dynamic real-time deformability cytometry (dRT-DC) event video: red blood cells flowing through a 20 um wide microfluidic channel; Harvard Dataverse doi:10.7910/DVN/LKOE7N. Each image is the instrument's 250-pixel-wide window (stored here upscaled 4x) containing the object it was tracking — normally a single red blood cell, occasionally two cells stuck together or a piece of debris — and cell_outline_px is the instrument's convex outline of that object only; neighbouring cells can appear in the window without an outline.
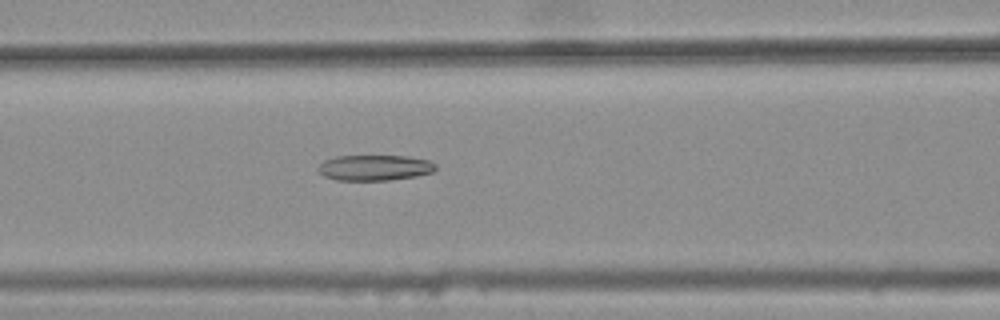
{"species": "common noctule bat (a hibernating species)", "species_latin": "Nyctalus noctula", "temperature_condition": "warm", "stored_images_in_passage": 33, "camera_frame_rate_fps": 3000, "um_per_image_px": 0.085, "animal": {"sex": "female", "body_mass_g": 25.1}, "frame": {"image": 1, "passage_image": 9, "time_ms": 2.667, "image_size_px": [1000, 320], "cell_outline_px": [[436, 168], [432, 172], [416, 176], [388, 180], [336, 180], [324, 176], [316, 168], [324, 160], [336, 156], [408, 156], [428, 160], [436, 164]], "centroid_in_image_um": [31.83, 14.25], "position_along_channel_um": 134.8, "area_um2": 17.51}}
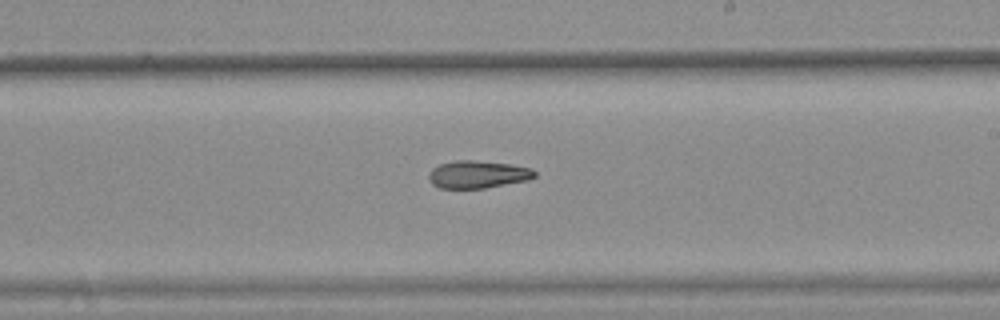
{"frame": {"image": 2, "passage_image": 18, "time_ms": 5.667, "image_size_px": [1000, 320], "cell_outline_px": [[536, 176], [528, 180], [484, 188], [440, 188], [432, 184], [428, 180], [428, 172], [432, 168], [440, 164], [456, 160], [472, 160], [512, 164], [532, 168], [536, 172]], "centroid_in_image_um": [40.6, 14.82], "position_along_channel_um": 248.4, "area_um2": 17.11}}
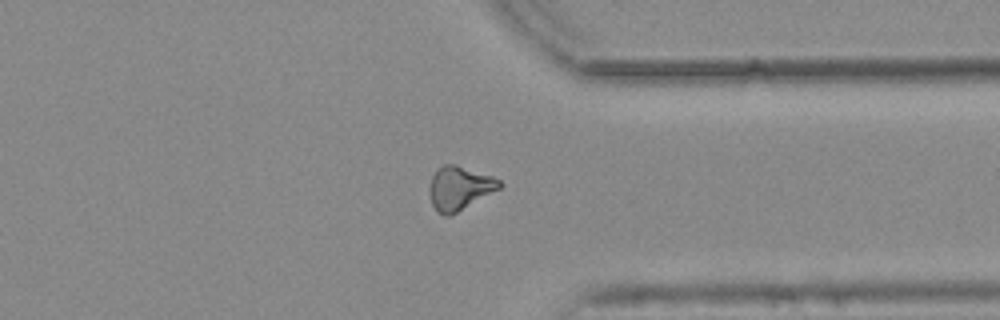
{"frame": {"image": 3, "passage_image": 28, "time_ms": 9.0, "image_size_px": [1000, 320], "cell_outline_px": [[504, 184], [500, 188], [456, 212], [448, 216], [444, 216], [436, 212], [432, 204], [428, 192], [428, 188], [432, 176], [436, 168], [444, 164], [456, 164], [492, 176], [500, 180]], "centroid_in_image_um": [39.02, 15.97], "position_along_channel_um": 372.4, "area_um2": 17.86}}